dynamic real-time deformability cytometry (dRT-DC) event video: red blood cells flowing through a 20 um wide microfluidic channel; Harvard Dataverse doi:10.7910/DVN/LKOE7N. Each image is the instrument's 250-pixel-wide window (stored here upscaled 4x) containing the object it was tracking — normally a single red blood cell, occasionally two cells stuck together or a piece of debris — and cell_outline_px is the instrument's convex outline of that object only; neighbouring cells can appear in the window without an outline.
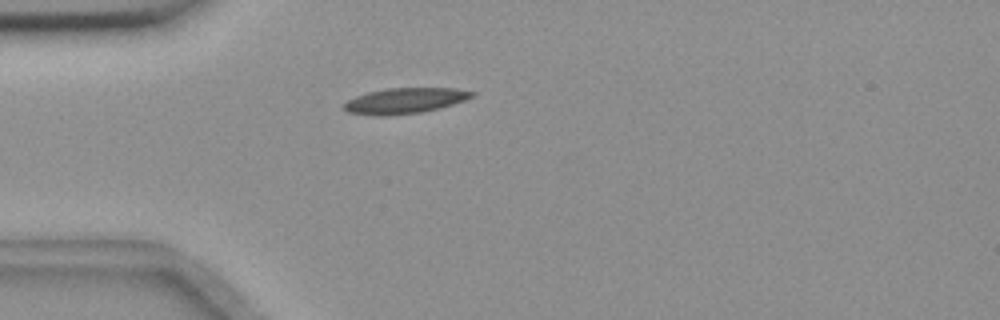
{"species": "common noctule bat (a hibernating species)", "species_latin": "Nyctalus noctula", "temperature_condition": "room temperature", "stored_images_in_passage": 42, "camera_frame_rate_fps": 3000, "um_per_image_px": 0.085, "animal": {"sex": "female", "body_mass_g": 18.4}, "frame": {"image": 1, "passage_image": 2, "time_ms": 0.333, "image_size_px": [1000, 320], "cell_outline_px": [[476, 92], [472, 96], [464, 100], [440, 108], [420, 112], [388, 116], [372, 116], [348, 112], [344, 108], [344, 104], [348, 100], [356, 96], [368, 92], [388, 88], [456, 88]], "centroid_in_image_um": [34.4, 8.56], "position_along_channel_um": 50.6, "area_um2": 19.02}}
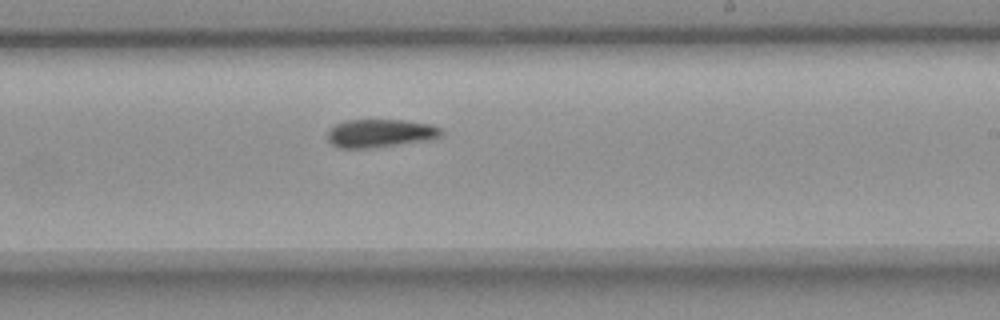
{"frame": {"image": 2, "passage_image": 20, "time_ms": 6.333, "image_size_px": [1000, 320], "cell_outline_px": [[444, 132], [440, 136], [428, 140], [368, 148], [340, 148], [332, 144], [328, 140], [328, 128], [336, 124], [348, 120], [404, 120], [432, 124], [440, 128]], "centroid_in_image_um": [32.31, 11.32], "position_along_channel_um": 256.7, "area_um2": 18.61}}
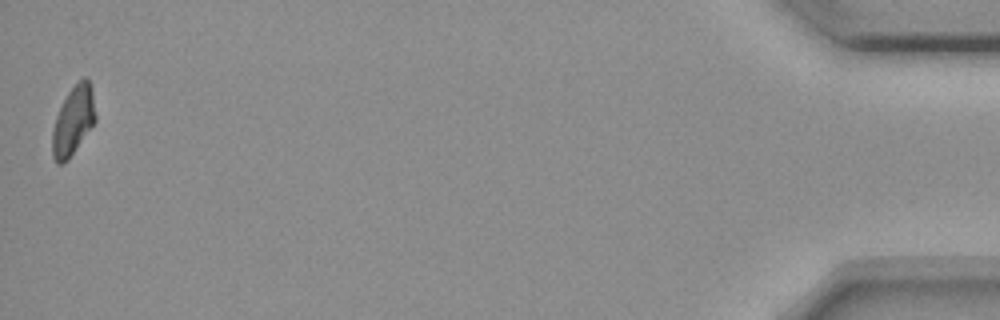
{"frame": {"image": 3, "passage_image": 42, "time_ms": 13.667, "image_size_px": [1000, 320], "cell_outline_px": [[96, 120], [68, 160], [64, 164], [56, 164], [52, 156], [52, 132], [56, 116], [68, 92], [84, 76], [88, 76], [92, 88], [96, 116]], "centroid_in_image_um": [6.22, 10.27], "position_along_channel_um": 429.0, "area_um2": 17.28}, "authors_computed_cell_mechanics": {"area_um2": 18.7561, "velocity_mm_per_s": 3.6294, "shape_relaxation_time_tau1_ms": 7.4968, "shape_relaxation_time_tau2_ms": null, "deformation_change_tau1": 0.1639, "deformation_change_tau2": null}}